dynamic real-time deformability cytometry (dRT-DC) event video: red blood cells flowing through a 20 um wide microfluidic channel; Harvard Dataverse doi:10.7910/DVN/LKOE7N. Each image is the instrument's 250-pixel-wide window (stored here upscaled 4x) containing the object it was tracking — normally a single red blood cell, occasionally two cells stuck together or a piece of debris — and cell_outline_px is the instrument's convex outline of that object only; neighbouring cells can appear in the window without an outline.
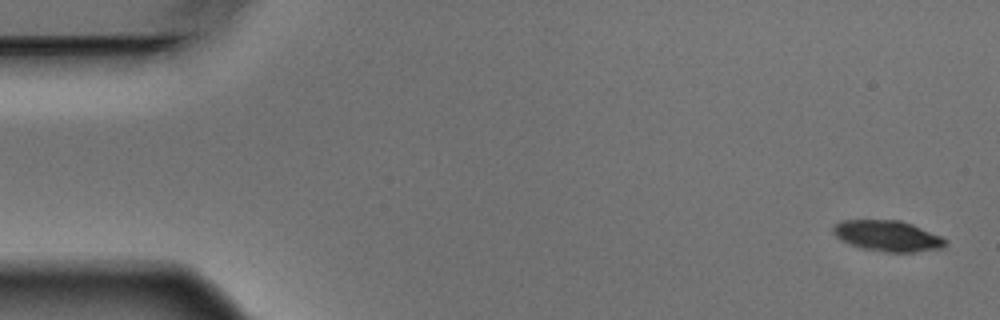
{"species": "Egyptian fruit bat (a non-hibernating species)", "species_latin": "Rousettus aegyptiacus", "temperature_condition": "warm", "stored_images_in_passage": 4, "camera_frame_rate_fps": 3000, "um_per_image_px": 0.085, "animal": {"sex": "male"}, "frame": {"image": 1, "passage_image": 1, "time_ms": 0.0, "image_size_px": [1000, 320], "cell_outline_px": [[948, 244], [944, 248], [912, 252], [884, 252], [860, 248], [840, 240], [832, 232], [832, 224], [840, 220], [900, 220], [912, 224], [940, 236], [948, 240]], "centroid_in_image_um": [75.42, 20.05], "position_along_channel_um": 9.6, "area_um2": 20.4}}
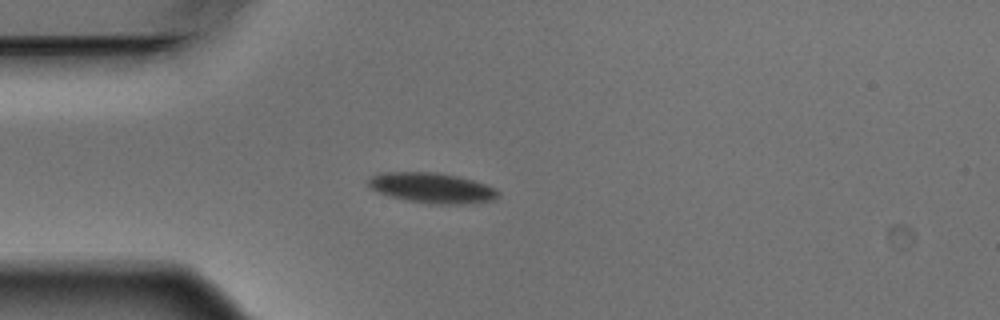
{"frame": {"image": 2, "passage_image": 4, "time_ms": 1.0, "image_size_px": [1000, 320], "cell_outline_px": [[500, 196], [492, 200], [464, 204], [428, 204], [408, 200], [392, 196], [380, 192], [372, 188], [368, 184], [368, 180], [372, 176], [380, 172], [436, 172], [456, 176], [472, 180], [496, 188], [500, 192]], "centroid_in_image_um": [36.75, 15.97], "position_along_channel_um": 48.2, "area_um2": 22.72}}